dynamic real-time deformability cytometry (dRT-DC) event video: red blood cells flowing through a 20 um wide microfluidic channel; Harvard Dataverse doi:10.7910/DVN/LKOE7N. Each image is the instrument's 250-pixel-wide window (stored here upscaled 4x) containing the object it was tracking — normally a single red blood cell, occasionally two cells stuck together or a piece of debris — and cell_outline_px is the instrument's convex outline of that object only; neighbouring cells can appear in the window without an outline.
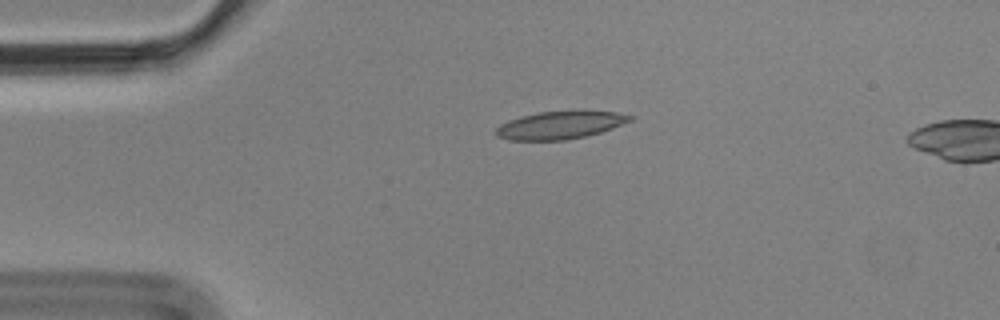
{"species": "Egyptian fruit bat (a non-hibernating species)", "species_latin": "Rousettus aegyptiacus", "temperature_condition": "cold", "stored_images_in_passage": 4, "camera_frame_rate_fps": 3000, "um_per_image_px": 0.085, "animal": {"sex": "male"}, "frame": {"image": 1, "passage_image": 2, "time_ms": 0.333, "image_size_px": [1000, 320], "cell_outline_px": [[636, 116], [632, 120], [612, 128], [600, 132], [584, 136], [564, 140], [508, 140], [496, 136], [492, 132], [500, 124], [508, 120], [520, 116], [540, 112], [616, 112]], "centroid_in_image_um": [47.54, 10.65], "position_along_channel_um": 37.5, "area_um2": 21.39}}